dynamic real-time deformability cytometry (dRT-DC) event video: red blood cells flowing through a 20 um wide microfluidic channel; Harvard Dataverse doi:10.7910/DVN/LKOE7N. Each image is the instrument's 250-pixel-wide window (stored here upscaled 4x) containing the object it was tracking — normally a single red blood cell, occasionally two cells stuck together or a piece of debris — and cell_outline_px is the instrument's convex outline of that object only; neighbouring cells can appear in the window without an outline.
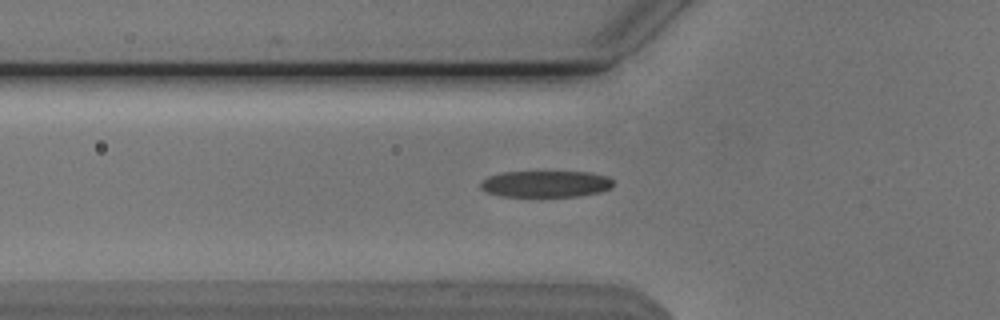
{"species": "Egyptian fruit bat (a non-hibernating species)", "species_latin": "Rousettus aegyptiacus", "temperature_condition": "cold", "stored_images_in_passage": 35, "camera_frame_rate_fps": 3000, "um_per_image_px": 0.085, "animal": {"sex": "male"}, "frame": {"image": 1, "passage_image": 3, "time_ms": 0.667, "image_size_px": [1000, 320], "cell_outline_px": [[612, 188], [600, 192], [580, 196], [500, 196], [488, 192], [480, 188], [480, 180], [488, 176], [500, 172], [588, 172], [608, 176], [612, 180]], "centroid_in_image_um": [46.37, 15.63], "position_along_channel_um": 79.4, "area_um2": 20.58}}
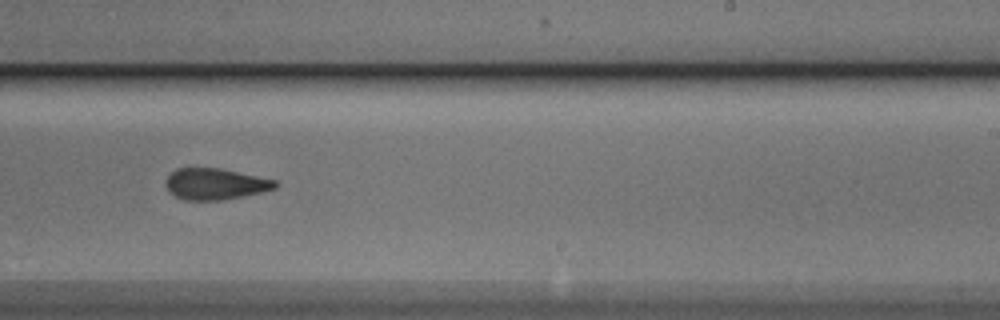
{"frame": {"image": 2, "passage_image": 18, "time_ms": 5.667, "image_size_px": [1000, 320], "cell_outline_px": [[280, 184], [276, 188], [264, 192], [224, 200], [184, 200], [168, 192], [164, 184], [164, 180], [176, 168], [220, 168], [276, 180]], "centroid_in_image_um": [18.3, 15.64], "position_along_channel_um": 270.7, "area_um2": 20.23}}
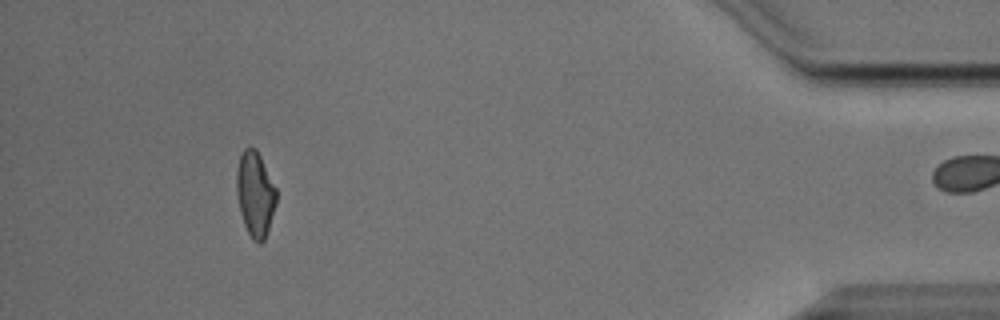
{"frame": {"image": 3, "passage_image": 34, "time_ms": 11.0, "image_size_px": [1000, 320], "cell_outline_px": [[276, 204], [264, 240], [260, 244], [252, 240], [244, 224], [240, 212], [236, 192], [236, 168], [240, 156], [244, 148], [256, 148], [276, 188]], "centroid_in_image_um": [21.67, 16.49], "position_along_channel_um": 413.5, "area_um2": 19.59}}